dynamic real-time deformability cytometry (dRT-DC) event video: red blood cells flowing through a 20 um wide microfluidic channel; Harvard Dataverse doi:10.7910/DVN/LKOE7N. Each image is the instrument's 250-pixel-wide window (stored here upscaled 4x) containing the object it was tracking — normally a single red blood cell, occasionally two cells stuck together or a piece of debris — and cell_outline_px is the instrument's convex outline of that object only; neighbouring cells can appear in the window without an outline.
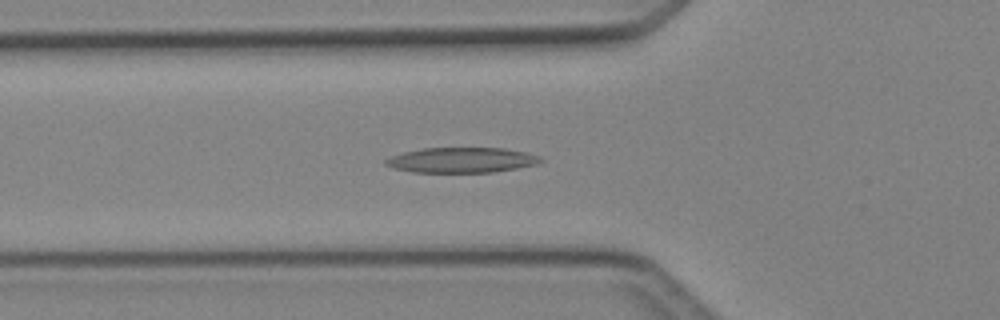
{"species": "Egyptian fruit bat (a non-hibernating species)", "species_latin": "Rousettus aegyptiacus", "temperature_condition": "cold", "stored_images_in_passage": 47, "camera_frame_rate_fps": 3000, "um_per_image_px": 0.085, "animal": {"sex": "female"}, "frame": {"image": 1, "passage_image": 16, "time_ms": 5.0, "image_size_px": [1000, 320], "cell_outline_px": [[544, 160], [536, 164], [516, 168], [492, 172], [412, 172], [392, 168], [384, 164], [384, 160], [388, 156], [404, 152], [424, 148], [504, 148], [524, 152], [536, 156]], "centroid_in_image_um": [39.15, 13.61], "position_along_channel_um": 86.6, "area_um2": 22.66}}
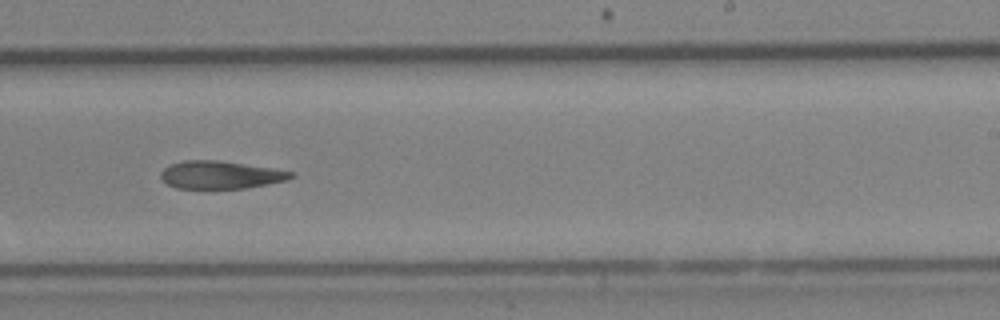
{"frame": {"image": 2, "passage_image": 29, "time_ms": 9.333, "image_size_px": [1000, 320], "cell_outline_px": [[296, 176], [288, 180], [268, 184], [244, 188], [176, 188], [168, 184], [160, 176], [160, 172], [168, 164], [184, 160], [220, 160], [272, 168], [292, 172]], "centroid_in_image_um": [18.74, 14.85], "position_along_channel_um": 270.3, "area_um2": 21.1}}
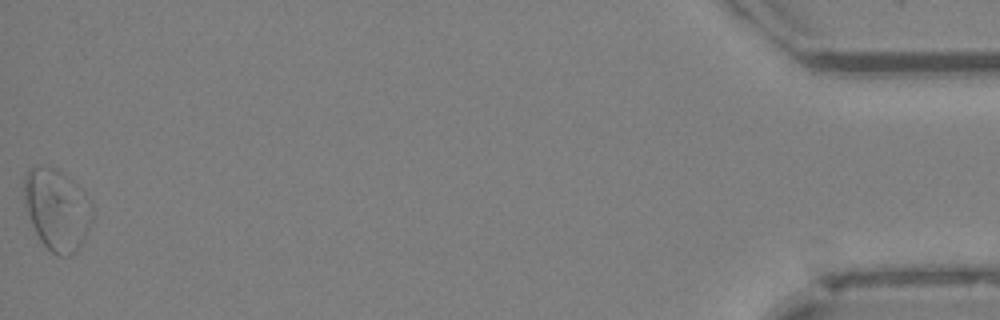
{"frame": {"image": 3, "passage_image": 47, "time_ms": 15.333, "image_size_px": [1000, 320], "cell_outline_px": [[92, 220], [84, 240], [76, 252], [72, 256], [60, 256], [52, 252], [40, 240], [32, 224], [24, 200], [24, 176], [36, 164], [52, 168], [64, 172], [84, 192], [92, 204]], "centroid_in_image_um": [4.86, 17.81], "position_along_channel_um": 430.3, "area_um2": 32.31}, "authors_computed_cell_mechanics": {"area_um2": 23.987, "velocity_mm_per_s": 4.2418, "shape_relaxation_time_tau1_ms": 9.0773, "shape_relaxation_time_tau2_ms": null, "deformation_change_tau1": 0.1868, "deformation_change_tau2": null}}